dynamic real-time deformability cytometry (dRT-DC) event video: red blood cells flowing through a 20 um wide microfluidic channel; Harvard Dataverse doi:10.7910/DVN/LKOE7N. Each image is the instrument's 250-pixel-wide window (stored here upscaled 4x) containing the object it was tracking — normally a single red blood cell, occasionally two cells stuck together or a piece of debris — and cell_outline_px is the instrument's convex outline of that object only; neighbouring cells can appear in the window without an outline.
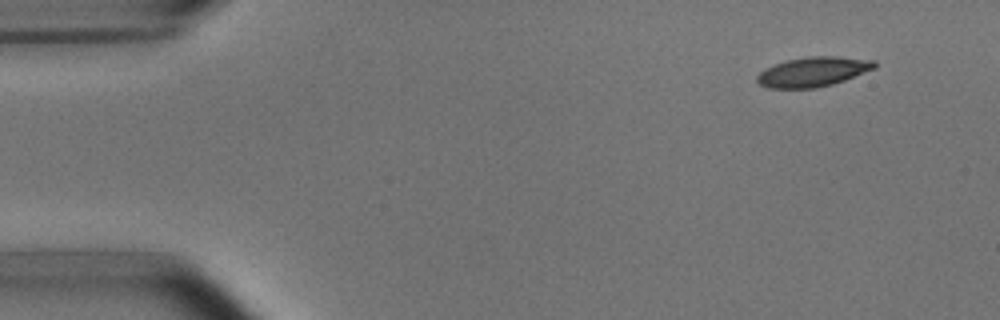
{"species": "common noctule bat (a hibernating species)", "species_latin": "Nyctalus noctula", "temperature_condition": "room temperature", "stored_images_in_passage": 5, "camera_frame_rate_fps": 3000, "um_per_image_px": 0.085, "animal": {"sex": "male", "body_mass_g": 15.6}, "frame": {"image": 1, "passage_image": 1, "time_ms": 0.0, "image_size_px": [1000, 320], "cell_outline_px": [[876, 68], [844, 80], [832, 84], [816, 88], [768, 88], [760, 84], [756, 80], [756, 76], [764, 68], [788, 60], [808, 56], [836, 56], [876, 60]], "centroid_in_image_um": [69.12, 6.1], "position_along_channel_um": 15.9, "area_um2": 20.29}}
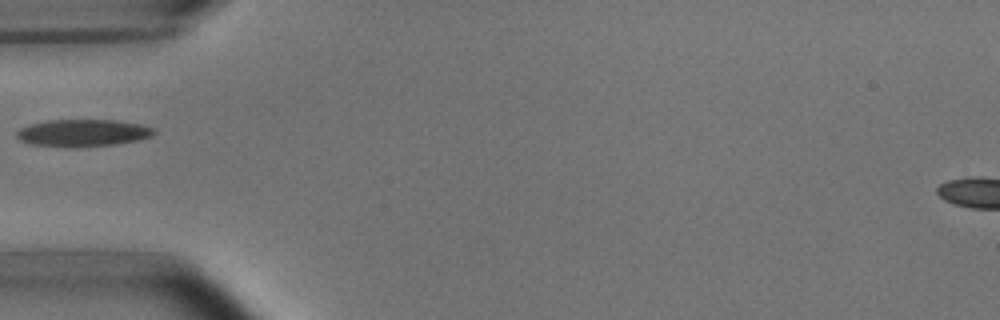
{"frame": {"image": 2, "passage_image": 4, "time_ms": 4.333, "image_size_px": [1000, 320], "cell_outline_px": [[156, 132], [152, 136], [136, 140], [116, 144], [32, 144], [20, 140], [16, 136], [16, 132], [20, 128], [28, 124], [48, 120], [116, 120], [140, 124], [156, 128]], "centroid_in_image_um": [7.09, 11.23], "position_along_channel_um": 77.9, "area_um2": 20.69}}